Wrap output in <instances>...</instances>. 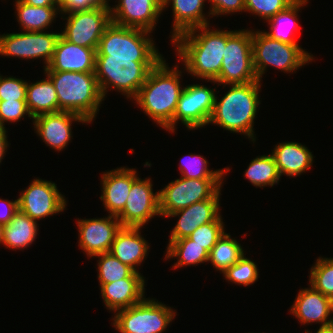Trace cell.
<instances>
[{"label": "cell", "mask_w": 333, "mask_h": 333, "mask_svg": "<svg viewBox=\"0 0 333 333\" xmlns=\"http://www.w3.org/2000/svg\"><path fill=\"white\" fill-rule=\"evenodd\" d=\"M168 67L164 57L150 70L140 87L136 100L144 113L160 127L173 133L174 113L184 89L181 88V71Z\"/></svg>", "instance_id": "cell-2"}, {"label": "cell", "mask_w": 333, "mask_h": 333, "mask_svg": "<svg viewBox=\"0 0 333 333\" xmlns=\"http://www.w3.org/2000/svg\"><path fill=\"white\" fill-rule=\"evenodd\" d=\"M224 233L223 221H212L200 225L188 238L195 241L196 244L203 246L208 252H210Z\"/></svg>", "instance_id": "cell-38"}, {"label": "cell", "mask_w": 333, "mask_h": 333, "mask_svg": "<svg viewBox=\"0 0 333 333\" xmlns=\"http://www.w3.org/2000/svg\"><path fill=\"white\" fill-rule=\"evenodd\" d=\"M115 313L112 325L120 333H162L176 315L171 307L147 298Z\"/></svg>", "instance_id": "cell-9"}, {"label": "cell", "mask_w": 333, "mask_h": 333, "mask_svg": "<svg viewBox=\"0 0 333 333\" xmlns=\"http://www.w3.org/2000/svg\"><path fill=\"white\" fill-rule=\"evenodd\" d=\"M188 159L179 163V168L181 171V176L187 179H224L225 173L230 169H218V170H209L208 163L205 158L201 155L189 154ZM185 159V158H184Z\"/></svg>", "instance_id": "cell-35"}, {"label": "cell", "mask_w": 333, "mask_h": 333, "mask_svg": "<svg viewBox=\"0 0 333 333\" xmlns=\"http://www.w3.org/2000/svg\"><path fill=\"white\" fill-rule=\"evenodd\" d=\"M260 84L261 82L257 80L246 84L230 85L229 91L220 100L215 96L209 123L219 125L233 133L244 134L254 143L256 138H254L253 124L258 105H260Z\"/></svg>", "instance_id": "cell-3"}, {"label": "cell", "mask_w": 333, "mask_h": 333, "mask_svg": "<svg viewBox=\"0 0 333 333\" xmlns=\"http://www.w3.org/2000/svg\"><path fill=\"white\" fill-rule=\"evenodd\" d=\"M104 3H109L108 0H102Z\"/></svg>", "instance_id": "cell-49"}, {"label": "cell", "mask_w": 333, "mask_h": 333, "mask_svg": "<svg viewBox=\"0 0 333 333\" xmlns=\"http://www.w3.org/2000/svg\"><path fill=\"white\" fill-rule=\"evenodd\" d=\"M36 133L43 142L56 151H62L71 140L72 121L88 123L83 117L73 112L59 111L45 113L32 119Z\"/></svg>", "instance_id": "cell-19"}, {"label": "cell", "mask_w": 333, "mask_h": 333, "mask_svg": "<svg viewBox=\"0 0 333 333\" xmlns=\"http://www.w3.org/2000/svg\"><path fill=\"white\" fill-rule=\"evenodd\" d=\"M6 132V128L0 127V163L2 162L1 160L3 157L6 155L5 153L7 152V147L9 146Z\"/></svg>", "instance_id": "cell-46"}, {"label": "cell", "mask_w": 333, "mask_h": 333, "mask_svg": "<svg viewBox=\"0 0 333 333\" xmlns=\"http://www.w3.org/2000/svg\"><path fill=\"white\" fill-rule=\"evenodd\" d=\"M98 281L100 287L123 278H144L141 273L135 272L131 267L123 264L110 252L98 254Z\"/></svg>", "instance_id": "cell-34"}, {"label": "cell", "mask_w": 333, "mask_h": 333, "mask_svg": "<svg viewBox=\"0 0 333 333\" xmlns=\"http://www.w3.org/2000/svg\"><path fill=\"white\" fill-rule=\"evenodd\" d=\"M96 50L71 43L60 35L44 71L95 72Z\"/></svg>", "instance_id": "cell-21"}, {"label": "cell", "mask_w": 333, "mask_h": 333, "mask_svg": "<svg viewBox=\"0 0 333 333\" xmlns=\"http://www.w3.org/2000/svg\"><path fill=\"white\" fill-rule=\"evenodd\" d=\"M17 20L23 31L37 32L48 29L56 15L60 13V7L56 6H30L21 0H15ZM58 12V13H57Z\"/></svg>", "instance_id": "cell-29"}, {"label": "cell", "mask_w": 333, "mask_h": 333, "mask_svg": "<svg viewBox=\"0 0 333 333\" xmlns=\"http://www.w3.org/2000/svg\"><path fill=\"white\" fill-rule=\"evenodd\" d=\"M307 3L308 0H295L286 9L277 13L270 20H268V25H270V32L264 31V33L272 39L279 40L283 43L297 44L294 32L297 33V30L299 31L297 20L298 11L301 10V8L304 7V5H306ZM287 23H290L291 29H285L287 27H285Z\"/></svg>", "instance_id": "cell-30"}, {"label": "cell", "mask_w": 333, "mask_h": 333, "mask_svg": "<svg viewBox=\"0 0 333 333\" xmlns=\"http://www.w3.org/2000/svg\"><path fill=\"white\" fill-rule=\"evenodd\" d=\"M145 278H123L100 287L106 309L118 311L134 306L145 296Z\"/></svg>", "instance_id": "cell-24"}, {"label": "cell", "mask_w": 333, "mask_h": 333, "mask_svg": "<svg viewBox=\"0 0 333 333\" xmlns=\"http://www.w3.org/2000/svg\"><path fill=\"white\" fill-rule=\"evenodd\" d=\"M54 182L34 179L18 198L19 210L34 221L63 212L67 206Z\"/></svg>", "instance_id": "cell-14"}, {"label": "cell", "mask_w": 333, "mask_h": 333, "mask_svg": "<svg viewBox=\"0 0 333 333\" xmlns=\"http://www.w3.org/2000/svg\"><path fill=\"white\" fill-rule=\"evenodd\" d=\"M151 179L137 178L126 199L123 211L117 216L122 226L143 227L154 216H161L159 192L153 193Z\"/></svg>", "instance_id": "cell-15"}, {"label": "cell", "mask_w": 333, "mask_h": 333, "mask_svg": "<svg viewBox=\"0 0 333 333\" xmlns=\"http://www.w3.org/2000/svg\"><path fill=\"white\" fill-rule=\"evenodd\" d=\"M258 273L256 263L243 255L234 265L226 269L223 275L228 282L248 286L257 281Z\"/></svg>", "instance_id": "cell-37"}, {"label": "cell", "mask_w": 333, "mask_h": 333, "mask_svg": "<svg viewBox=\"0 0 333 333\" xmlns=\"http://www.w3.org/2000/svg\"><path fill=\"white\" fill-rule=\"evenodd\" d=\"M219 190L211 199L195 202L194 204L173 212L166 217H176L179 219L175 227L171 231L169 241L186 238L191 235L200 225L207 224L212 221H222L220 215Z\"/></svg>", "instance_id": "cell-18"}, {"label": "cell", "mask_w": 333, "mask_h": 333, "mask_svg": "<svg viewBox=\"0 0 333 333\" xmlns=\"http://www.w3.org/2000/svg\"><path fill=\"white\" fill-rule=\"evenodd\" d=\"M331 301H332V310H333V297L331 298Z\"/></svg>", "instance_id": "cell-50"}, {"label": "cell", "mask_w": 333, "mask_h": 333, "mask_svg": "<svg viewBox=\"0 0 333 333\" xmlns=\"http://www.w3.org/2000/svg\"><path fill=\"white\" fill-rule=\"evenodd\" d=\"M19 209L12 220L4 225L2 244L13 250L29 247L37 238L38 224Z\"/></svg>", "instance_id": "cell-27"}, {"label": "cell", "mask_w": 333, "mask_h": 333, "mask_svg": "<svg viewBox=\"0 0 333 333\" xmlns=\"http://www.w3.org/2000/svg\"><path fill=\"white\" fill-rule=\"evenodd\" d=\"M110 11L114 24L151 32L163 12L162 0H119Z\"/></svg>", "instance_id": "cell-17"}, {"label": "cell", "mask_w": 333, "mask_h": 333, "mask_svg": "<svg viewBox=\"0 0 333 333\" xmlns=\"http://www.w3.org/2000/svg\"><path fill=\"white\" fill-rule=\"evenodd\" d=\"M244 254V249L229 233H224L209 252L210 261L222 273L234 265Z\"/></svg>", "instance_id": "cell-32"}, {"label": "cell", "mask_w": 333, "mask_h": 333, "mask_svg": "<svg viewBox=\"0 0 333 333\" xmlns=\"http://www.w3.org/2000/svg\"><path fill=\"white\" fill-rule=\"evenodd\" d=\"M215 90L200 84L184 87L173 118V132L181 121L188 129H198L209 124L215 103Z\"/></svg>", "instance_id": "cell-13"}, {"label": "cell", "mask_w": 333, "mask_h": 333, "mask_svg": "<svg viewBox=\"0 0 333 333\" xmlns=\"http://www.w3.org/2000/svg\"><path fill=\"white\" fill-rule=\"evenodd\" d=\"M30 6H57L60 7V0H21Z\"/></svg>", "instance_id": "cell-45"}, {"label": "cell", "mask_w": 333, "mask_h": 333, "mask_svg": "<svg viewBox=\"0 0 333 333\" xmlns=\"http://www.w3.org/2000/svg\"><path fill=\"white\" fill-rule=\"evenodd\" d=\"M2 203V208L0 207V224L6 225L8 224L14 214L18 211V199L14 201L3 200L0 198V204ZM4 205V206H3Z\"/></svg>", "instance_id": "cell-44"}, {"label": "cell", "mask_w": 333, "mask_h": 333, "mask_svg": "<svg viewBox=\"0 0 333 333\" xmlns=\"http://www.w3.org/2000/svg\"><path fill=\"white\" fill-rule=\"evenodd\" d=\"M210 11L209 15L216 16L226 15L235 12H245V0H209Z\"/></svg>", "instance_id": "cell-42"}, {"label": "cell", "mask_w": 333, "mask_h": 333, "mask_svg": "<svg viewBox=\"0 0 333 333\" xmlns=\"http://www.w3.org/2000/svg\"><path fill=\"white\" fill-rule=\"evenodd\" d=\"M79 232V245L86 255L92 258L95 255L109 252L117 232L122 225L116 216L103 218L77 220Z\"/></svg>", "instance_id": "cell-16"}, {"label": "cell", "mask_w": 333, "mask_h": 333, "mask_svg": "<svg viewBox=\"0 0 333 333\" xmlns=\"http://www.w3.org/2000/svg\"><path fill=\"white\" fill-rule=\"evenodd\" d=\"M290 313L303 325L313 322L321 323V327L333 324V318L329 319L333 313L331 298L316 291L311 285L299 291Z\"/></svg>", "instance_id": "cell-22"}, {"label": "cell", "mask_w": 333, "mask_h": 333, "mask_svg": "<svg viewBox=\"0 0 333 333\" xmlns=\"http://www.w3.org/2000/svg\"><path fill=\"white\" fill-rule=\"evenodd\" d=\"M259 80L253 65L252 30H236L226 41L218 85L246 84Z\"/></svg>", "instance_id": "cell-8"}, {"label": "cell", "mask_w": 333, "mask_h": 333, "mask_svg": "<svg viewBox=\"0 0 333 333\" xmlns=\"http://www.w3.org/2000/svg\"><path fill=\"white\" fill-rule=\"evenodd\" d=\"M60 33L20 32L0 35L1 56L23 59H44V69L51 62Z\"/></svg>", "instance_id": "cell-12"}, {"label": "cell", "mask_w": 333, "mask_h": 333, "mask_svg": "<svg viewBox=\"0 0 333 333\" xmlns=\"http://www.w3.org/2000/svg\"><path fill=\"white\" fill-rule=\"evenodd\" d=\"M244 176L256 187L273 186L279 182L281 175L272 154L253 159Z\"/></svg>", "instance_id": "cell-33"}, {"label": "cell", "mask_w": 333, "mask_h": 333, "mask_svg": "<svg viewBox=\"0 0 333 333\" xmlns=\"http://www.w3.org/2000/svg\"><path fill=\"white\" fill-rule=\"evenodd\" d=\"M173 257L177 258V262L173 265V268L176 269L208 262L209 252L203 246L186 237L169 241L165 259Z\"/></svg>", "instance_id": "cell-31"}, {"label": "cell", "mask_w": 333, "mask_h": 333, "mask_svg": "<svg viewBox=\"0 0 333 333\" xmlns=\"http://www.w3.org/2000/svg\"><path fill=\"white\" fill-rule=\"evenodd\" d=\"M142 227L122 226L117 232L109 252L135 272L148 255V242L140 233Z\"/></svg>", "instance_id": "cell-23"}, {"label": "cell", "mask_w": 333, "mask_h": 333, "mask_svg": "<svg viewBox=\"0 0 333 333\" xmlns=\"http://www.w3.org/2000/svg\"><path fill=\"white\" fill-rule=\"evenodd\" d=\"M149 31L111 24L103 33L96 56L110 58H163ZM148 35V36H147Z\"/></svg>", "instance_id": "cell-7"}, {"label": "cell", "mask_w": 333, "mask_h": 333, "mask_svg": "<svg viewBox=\"0 0 333 333\" xmlns=\"http://www.w3.org/2000/svg\"><path fill=\"white\" fill-rule=\"evenodd\" d=\"M3 228H4V225L0 224V244L2 243V239H3Z\"/></svg>", "instance_id": "cell-48"}, {"label": "cell", "mask_w": 333, "mask_h": 333, "mask_svg": "<svg viewBox=\"0 0 333 333\" xmlns=\"http://www.w3.org/2000/svg\"><path fill=\"white\" fill-rule=\"evenodd\" d=\"M252 52L253 65L259 81L268 65L290 73L314 59L313 55L300 45L272 39L262 31H252Z\"/></svg>", "instance_id": "cell-6"}, {"label": "cell", "mask_w": 333, "mask_h": 333, "mask_svg": "<svg viewBox=\"0 0 333 333\" xmlns=\"http://www.w3.org/2000/svg\"><path fill=\"white\" fill-rule=\"evenodd\" d=\"M57 92L59 111H68L92 122L104 100L95 72L44 71Z\"/></svg>", "instance_id": "cell-4"}, {"label": "cell", "mask_w": 333, "mask_h": 333, "mask_svg": "<svg viewBox=\"0 0 333 333\" xmlns=\"http://www.w3.org/2000/svg\"><path fill=\"white\" fill-rule=\"evenodd\" d=\"M272 155L282 176L296 177L307 171L313 164V154L297 142H282L275 146Z\"/></svg>", "instance_id": "cell-25"}, {"label": "cell", "mask_w": 333, "mask_h": 333, "mask_svg": "<svg viewBox=\"0 0 333 333\" xmlns=\"http://www.w3.org/2000/svg\"><path fill=\"white\" fill-rule=\"evenodd\" d=\"M67 23L60 35L71 43L97 49L106 28L111 24L109 3L91 10L74 11L65 18Z\"/></svg>", "instance_id": "cell-11"}, {"label": "cell", "mask_w": 333, "mask_h": 333, "mask_svg": "<svg viewBox=\"0 0 333 333\" xmlns=\"http://www.w3.org/2000/svg\"><path fill=\"white\" fill-rule=\"evenodd\" d=\"M162 58H110L96 56L95 76L105 98L109 86L132 100L137 96L150 70Z\"/></svg>", "instance_id": "cell-5"}, {"label": "cell", "mask_w": 333, "mask_h": 333, "mask_svg": "<svg viewBox=\"0 0 333 333\" xmlns=\"http://www.w3.org/2000/svg\"><path fill=\"white\" fill-rule=\"evenodd\" d=\"M46 77L36 83L27 82L26 103L33 118L45 113L59 112L56 89L51 79Z\"/></svg>", "instance_id": "cell-28"}, {"label": "cell", "mask_w": 333, "mask_h": 333, "mask_svg": "<svg viewBox=\"0 0 333 333\" xmlns=\"http://www.w3.org/2000/svg\"><path fill=\"white\" fill-rule=\"evenodd\" d=\"M27 82L25 80L0 76V100H26Z\"/></svg>", "instance_id": "cell-41"}, {"label": "cell", "mask_w": 333, "mask_h": 333, "mask_svg": "<svg viewBox=\"0 0 333 333\" xmlns=\"http://www.w3.org/2000/svg\"><path fill=\"white\" fill-rule=\"evenodd\" d=\"M206 0H162V10L172 4L174 16L171 39L196 27L209 25L203 13Z\"/></svg>", "instance_id": "cell-26"}, {"label": "cell", "mask_w": 333, "mask_h": 333, "mask_svg": "<svg viewBox=\"0 0 333 333\" xmlns=\"http://www.w3.org/2000/svg\"><path fill=\"white\" fill-rule=\"evenodd\" d=\"M209 27L206 25L193 28L178 35L171 42L176 47L179 60L184 62L186 72L198 79L216 81L220 74L226 41L236 30H210Z\"/></svg>", "instance_id": "cell-1"}, {"label": "cell", "mask_w": 333, "mask_h": 333, "mask_svg": "<svg viewBox=\"0 0 333 333\" xmlns=\"http://www.w3.org/2000/svg\"><path fill=\"white\" fill-rule=\"evenodd\" d=\"M223 179H187L171 181L159 192L161 217L184 209L195 202L211 199L221 190Z\"/></svg>", "instance_id": "cell-10"}, {"label": "cell", "mask_w": 333, "mask_h": 333, "mask_svg": "<svg viewBox=\"0 0 333 333\" xmlns=\"http://www.w3.org/2000/svg\"><path fill=\"white\" fill-rule=\"evenodd\" d=\"M310 285L323 295L333 297V258L319 257L310 270Z\"/></svg>", "instance_id": "cell-36"}, {"label": "cell", "mask_w": 333, "mask_h": 333, "mask_svg": "<svg viewBox=\"0 0 333 333\" xmlns=\"http://www.w3.org/2000/svg\"><path fill=\"white\" fill-rule=\"evenodd\" d=\"M104 4L102 0H60V12L68 14L74 11L91 10Z\"/></svg>", "instance_id": "cell-43"}, {"label": "cell", "mask_w": 333, "mask_h": 333, "mask_svg": "<svg viewBox=\"0 0 333 333\" xmlns=\"http://www.w3.org/2000/svg\"><path fill=\"white\" fill-rule=\"evenodd\" d=\"M27 114L28 117L33 119L28 110L26 100H0V127L6 128L5 122H17Z\"/></svg>", "instance_id": "cell-40"}, {"label": "cell", "mask_w": 333, "mask_h": 333, "mask_svg": "<svg viewBox=\"0 0 333 333\" xmlns=\"http://www.w3.org/2000/svg\"><path fill=\"white\" fill-rule=\"evenodd\" d=\"M137 178L136 170L126 167H119L102 174L100 199L110 215L117 217L123 211L132 183Z\"/></svg>", "instance_id": "cell-20"}, {"label": "cell", "mask_w": 333, "mask_h": 333, "mask_svg": "<svg viewBox=\"0 0 333 333\" xmlns=\"http://www.w3.org/2000/svg\"><path fill=\"white\" fill-rule=\"evenodd\" d=\"M295 0H245V12H251L264 20H270Z\"/></svg>", "instance_id": "cell-39"}, {"label": "cell", "mask_w": 333, "mask_h": 333, "mask_svg": "<svg viewBox=\"0 0 333 333\" xmlns=\"http://www.w3.org/2000/svg\"><path fill=\"white\" fill-rule=\"evenodd\" d=\"M305 333H311L310 331L306 330ZM316 333H333V324L327 326H320Z\"/></svg>", "instance_id": "cell-47"}]
</instances>
